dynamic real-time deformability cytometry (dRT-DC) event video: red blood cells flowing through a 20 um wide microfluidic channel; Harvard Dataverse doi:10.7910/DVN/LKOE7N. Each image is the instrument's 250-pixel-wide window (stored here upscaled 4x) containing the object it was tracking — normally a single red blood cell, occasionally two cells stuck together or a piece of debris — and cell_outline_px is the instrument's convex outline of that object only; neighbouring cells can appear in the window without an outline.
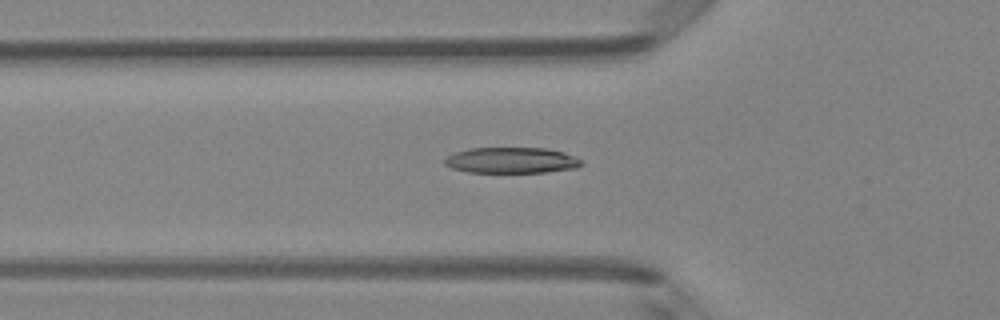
{"species": "Egyptian fruit bat (a non-hibernating species)", "species_latin": "Rousettus aegyptiacus", "temperature_condition": "room temperature", "stored_images_in_passage": 40, "camera_frame_rate_fps": 3000, "um_per_image_px": 0.085, "animal": {"sex": "female"}, "frame": {"image": 1, "passage_image": 12, "time_ms": 3.667, "image_size_px": [1000, 320], "cell_outline_px": [[584, 164], [576, 168], [548, 172], [468, 172], [452, 168], [444, 164], [444, 160], [448, 156], [456, 152], [468, 148], [544, 148], [564, 152], [576, 156]], "centroid_in_image_um": [43.5, 13.62], "position_along_channel_um": 82.3, "area_um2": 20.63}}
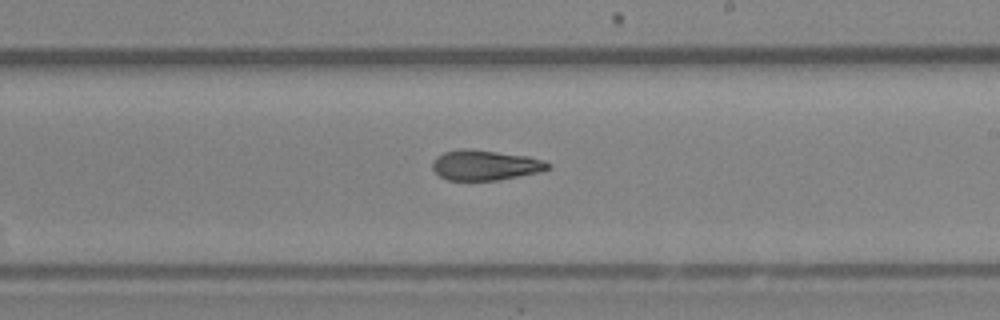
{"frame": {"image": 2, "passage_image": 24, "time_ms": 7.667, "image_size_px": [1000, 320], "cell_outline_px": [[552, 168], [544, 172], [496, 180], [448, 180], [440, 176], [432, 168], [432, 160], [436, 156], [444, 152], [460, 148], [468, 148], [528, 156], [544, 160], [552, 164]], "centroid_in_image_um": [41.28, 14.03], "position_along_channel_um": 247.7, "area_um2": 20.63}}
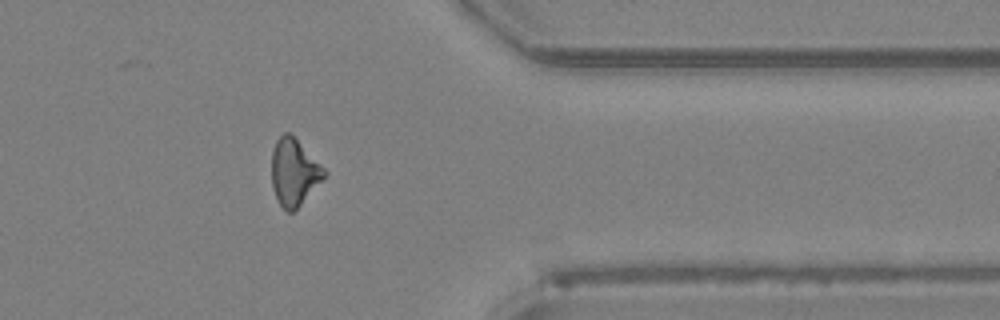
{"frame": {"image": 3, "passage_image": 35, "time_ms": 11.333, "image_size_px": [1000, 320], "cell_outline_px": [[328, 172], [300, 204], [292, 212], [288, 212], [280, 204], [272, 188], [272, 152], [276, 140], [284, 132], [292, 132]], "centroid_in_image_um": [24.98, 14.57], "position_along_channel_um": 386.4, "area_um2": 20.29}}